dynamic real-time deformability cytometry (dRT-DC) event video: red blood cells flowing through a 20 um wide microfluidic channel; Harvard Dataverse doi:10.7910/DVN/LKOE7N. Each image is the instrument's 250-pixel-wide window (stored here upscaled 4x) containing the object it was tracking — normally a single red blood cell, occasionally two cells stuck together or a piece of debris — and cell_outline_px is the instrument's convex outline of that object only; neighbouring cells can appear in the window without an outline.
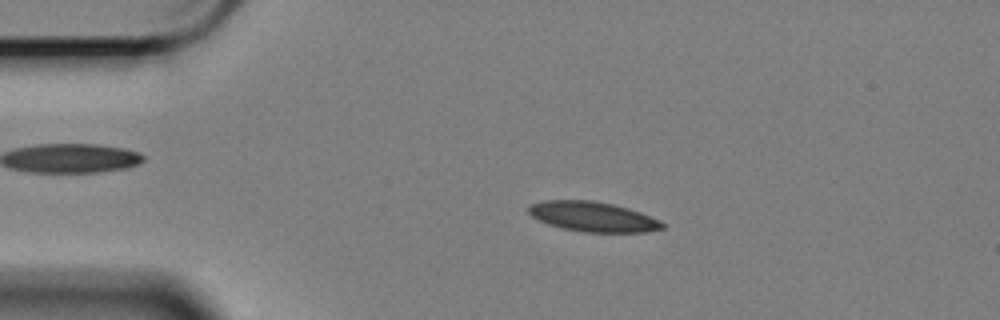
{"species": "Egyptian fruit bat (a non-hibernating species)", "species_latin": "Rousettus aegyptiacus", "temperature_condition": "cold", "stored_images_in_passage": 54, "camera_frame_rate_fps": 3000, "um_per_image_px": 0.085, "animal": {"sex": "female"}, "frame": {"image": 1, "passage_image": 7, "time_ms": 2.0, "image_size_px": [1000, 320], "cell_outline_px": [[664, 228], [648, 232], [584, 232], [564, 228], [548, 224], [532, 216], [528, 212], [528, 204], [544, 200], [592, 200], [612, 204], [628, 208], [640, 212], [660, 220], [664, 224]], "centroid_in_image_um": [50.39, 18.41], "position_along_channel_um": 34.6, "area_um2": 23.29}}
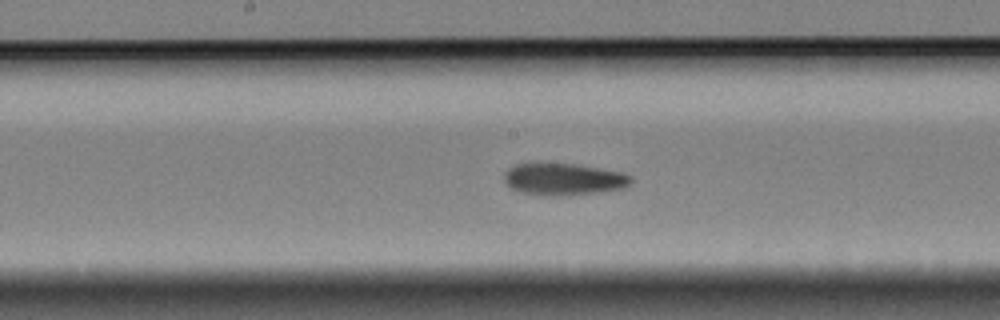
{"frame": {"image": 2, "passage_image": 25, "time_ms": 8.0, "image_size_px": [1000, 320], "cell_outline_px": [[632, 184], [624, 188], [568, 196], [540, 196], [524, 192], [512, 188], [504, 180], [504, 172], [508, 168], [516, 164], [572, 164], [620, 172], [632, 176]], "centroid_in_image_um": [47.91, 15.25], "position_along_channel_um": 200.3, "area_um2": 23.41}}
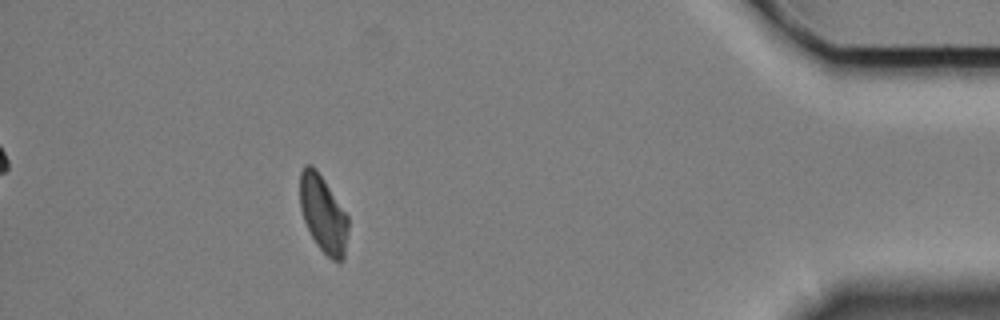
{"frame": {"image": 3, "passage_image": 48, "time_ms": 15.667, "image_size_px": [1000, 320], "cell_outline_px": [[348, 228], [344, 260], [340, 264], [332, 260], [316, 244], [304, 220], [300, 208], [300, 172], [304, 164], [312, 164], [316, 168], [348, 216]], "centroid_in_image_um": [27.47, 18.19], "position_along_channel_um": 407.7, "area_um2": 21.68}, "authors_computed_cell_mechanics": {"area_um2": 23.2934, "velocity_mm_per_s": 3.3715, "shape_relaxation_time_tau1_ms": 9.1454, "shape_relaxation_time_tau2_ms": 4.5142, "deformation_change_tau1": 0.1579, "deformation_change_tau2": 0.1037}}